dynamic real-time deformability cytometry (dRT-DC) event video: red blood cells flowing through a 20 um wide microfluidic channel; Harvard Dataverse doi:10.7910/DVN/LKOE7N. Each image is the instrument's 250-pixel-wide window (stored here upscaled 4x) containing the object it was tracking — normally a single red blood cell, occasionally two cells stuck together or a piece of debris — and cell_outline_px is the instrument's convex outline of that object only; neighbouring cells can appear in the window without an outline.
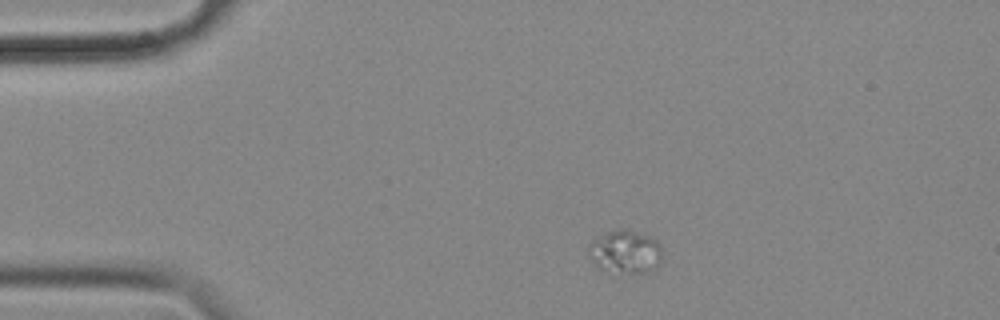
{"species": "common noctule bat (a hibernating species)", "species_latin": "Nyctalus noctula", "temperature_condition": "cold", "stored_images_in_passage": 43, "camera_frame_rate_fps": 3000, "um_per_image_px": 0.085, "animal": {"sex": "female", "body_mass_g": 18.4}, "frame": {"image": 1, "passage_image": 1, "time_ms": 0.0, "image_size_px": [1000, 320], "cell_outline_px": [[660, 264], [656, 268], [648, 272], [628, 272], [600, 268], [588, 256], [588, 244], [596, 236], [620, 228], [624, 228], [648, 236], [660, 244]], "centroid_in_image_um": [53.12, 21.37], "position_along_channel_um": 31.9, "area_um2": 18.21}}
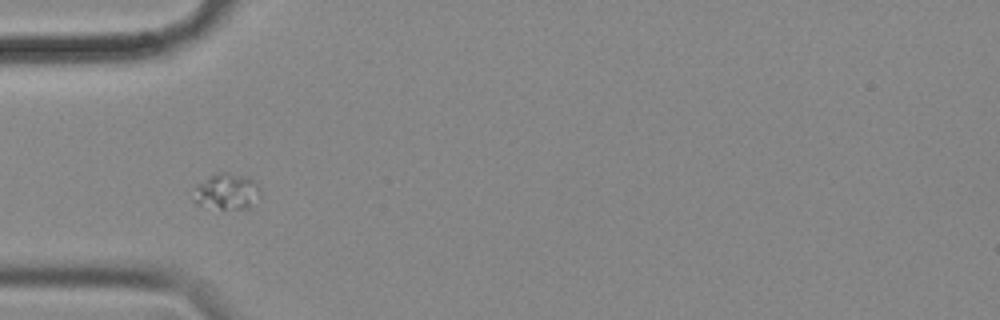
{"frame": {"image": 2, "passage_image": 8, "time_ms": 2.333, "image_size_px": [1000, 320], "cell_outline_px": [[260, 196], [248, 208], [220, 208], [200, 204], [192, 200], [192, 188], [196, 184], [212, 176], [224, 172], [248, 176], [256, 184]], "centroid_in_image_um": [19.23, 16.27], "position_along_channel_um": 65.8, "area_um2": 13.7}}
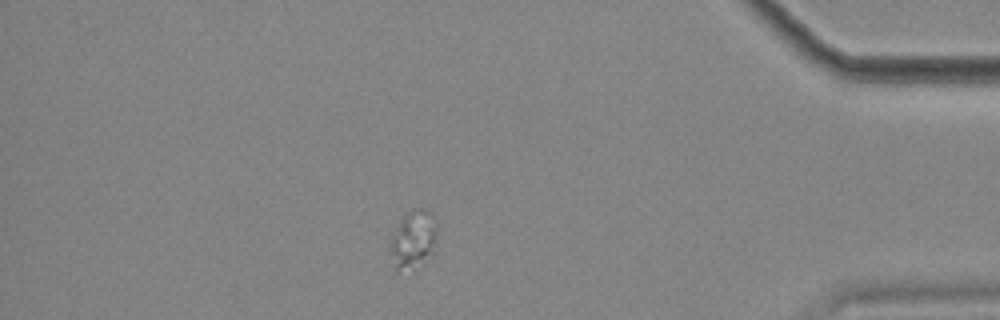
{"frame": {"image": 3, "passage_image": 40, "time_ms": 13.0, "image_size_px": [1000, 320], "cell_outline_px": [[436, 232], [432, 260], [416, 272], [412, 272], [396, 268], [388, 252], [388, 244], [400, 220], [408, 212], [416, 208], [424, 208], [432, 216], [436, 228]], "centroid_in_image_um": [35.13, 20.48], "position_along_channel_um": 400.1, "area_um2": 16.53}}